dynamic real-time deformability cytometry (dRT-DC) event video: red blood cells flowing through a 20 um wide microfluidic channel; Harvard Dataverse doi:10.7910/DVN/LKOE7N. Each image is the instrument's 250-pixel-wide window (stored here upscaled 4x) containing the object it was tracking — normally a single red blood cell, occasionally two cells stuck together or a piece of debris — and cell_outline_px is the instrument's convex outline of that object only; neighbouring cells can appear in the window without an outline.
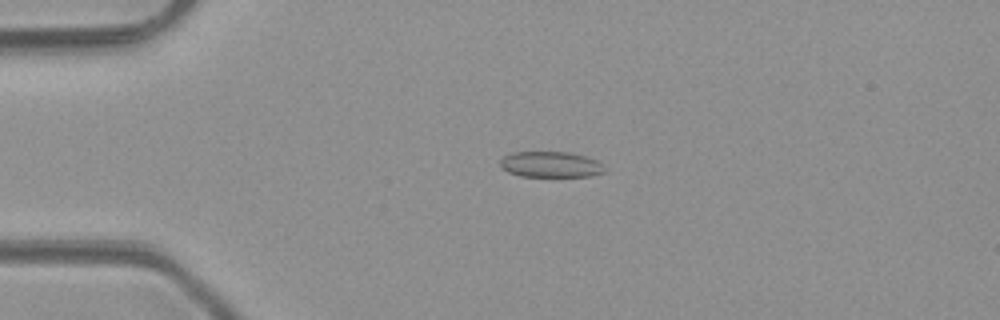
{"species": "common noctule bat (a hibernating species)", "species_latin": "Nyctalus noctula", "temperature_condition": "room temperature", "stored_images_in_passage": 4, "camera_frame_rate_fps": 3000, "um_per_image_px": 0.085, "animal": {"sex": "male", "body_mass_g": 23.1, "forearm_length_mm": 52.7}, "frame": {"image": 1, "passage_image": 3, "time_ms": 2.333, "image_size_px": [1000, 320], "cell_outline_px": [[604, 172], [592, 176], [520, 176], [508, 172], [500, 168], [500, 160], [504, 156], [512, 152], [568, 152], [584, 156], [596, 160], [604, 164]], "centroid_in_image_um": [46.79, 13.98], "position_along_channel_um": 38.2, "area_um2": 15.72}}